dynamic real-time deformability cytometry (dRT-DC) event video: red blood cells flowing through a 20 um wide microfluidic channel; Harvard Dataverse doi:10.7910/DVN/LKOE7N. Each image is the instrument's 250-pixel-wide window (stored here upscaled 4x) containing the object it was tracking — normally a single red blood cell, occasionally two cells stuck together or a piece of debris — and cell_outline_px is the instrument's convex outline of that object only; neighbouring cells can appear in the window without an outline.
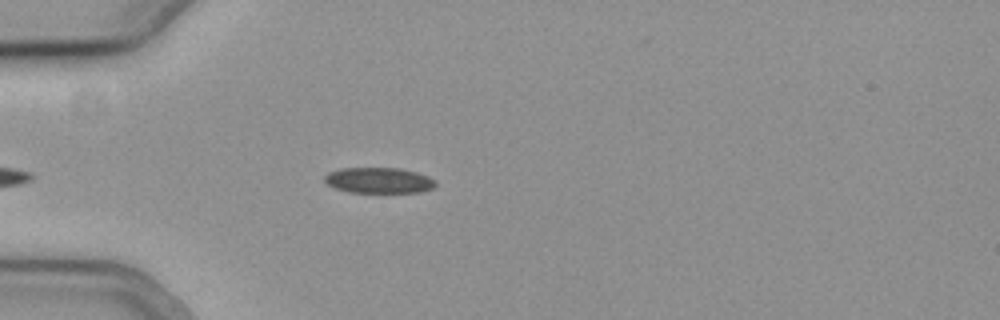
{"species": "common noctule bat (a hibernating species)", "species_latin": "Nyctalus noctula", "temperature_condition": "cold", "stored_images_in_passage": 53, "camera_frame_rate_fps": 3000, "um_per_image_px": 0.085, "animal": {"sex": "female", "body_mass_g": 19.3, "forearm_length_mm": 54.1}, "frame": {"image": 1, "passage_image": 17, "time_ms": 5.333, "image_size_px": [1000, 320], "cell_outline_px": [[436, 184], [432, 188], [420, 192], [348, 192], [336, 188], [328, 184], [324, 180], [324, 176], [328, 172], [340, 168], [400, 168], [416, 172], [428, 176], [436, 180]], "centroid_in_image_um": [32.2, 15.32], "position_along_channel_um": 52.8, "area_um2": 16.59}}
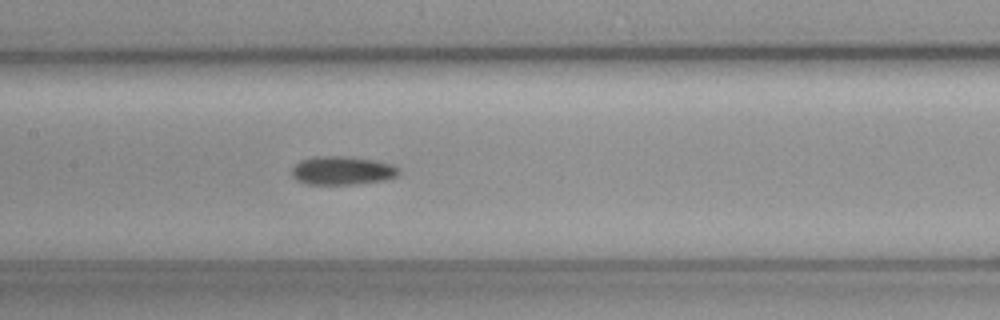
{"frame": {"image": 2, "passage_image": 28, "time_ms": 9.0, "image_size_px": [1000, 320], "cell_outline_px": [[400, 172], [396, 176], [384, 180], [352, 184], [308, 184], [296, 180], [292, 176], [292, 168], [300, 160], [316, 156], [344, 156], [372, 160], [392, 164], [400, 168]], "centroid_in_image_um": [29.08, 14.49], "position_along_channel_um": 178.3, "area_um2": 17.69}}
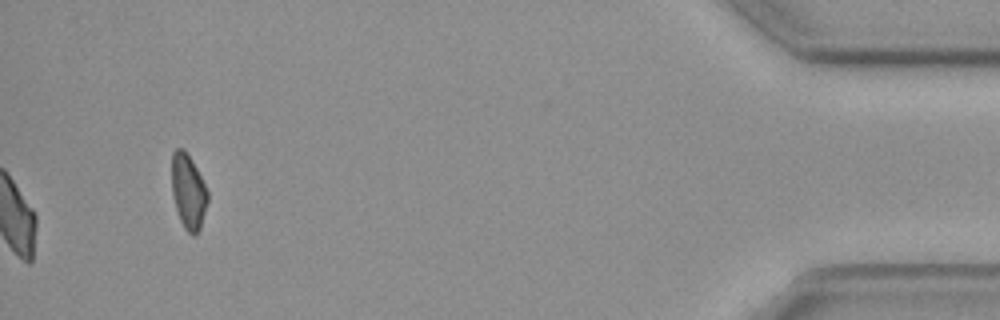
{"frame": {"image": 3, "passage_image": 53, "time_ms": 17.333, "image_size_px": [1000, 320], "cell_outline_px": [[208, 200], [200, 228], [196, 236], [192, 236], [184, 228], [180, 220], [176, 208], [172, 192], [172, 152], [176, 148], [184, 148], [196, 168], [208, 192]], "centroid_in_image_um": [16.0, 16.29], "position_along_channel_um": 419.2, "area_um2": 15.55}, "authors_computed_cell_mechanics": {"area_um2": 17.2822, "velocity_mm_per_s": 3.7777, "shape_relaxation_time_tau1_ms": 2.9473, "shape_relaxation_time_tau2_ms": 4.3313, "deformation_change_tau1": 0.071, "deformation_change_tau2": 0.0971}}